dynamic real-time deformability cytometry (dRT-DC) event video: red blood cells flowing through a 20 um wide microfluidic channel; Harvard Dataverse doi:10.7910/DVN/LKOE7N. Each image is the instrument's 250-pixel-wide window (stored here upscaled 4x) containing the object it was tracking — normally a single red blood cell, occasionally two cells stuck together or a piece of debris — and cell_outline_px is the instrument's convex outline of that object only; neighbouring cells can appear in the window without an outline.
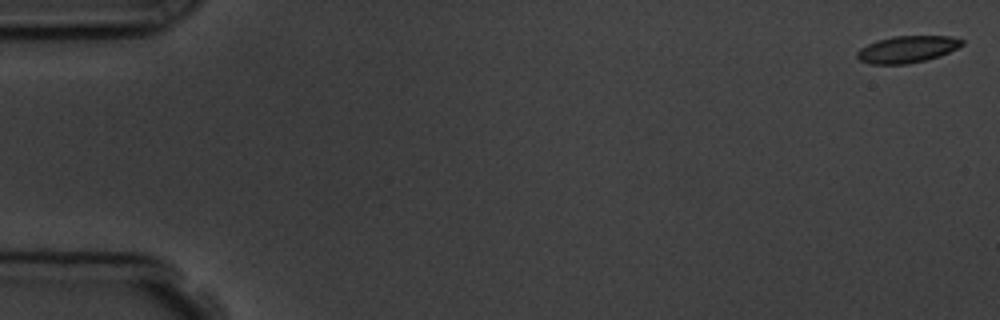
{"species": "common noctule bat (a hibernating species)", "species_latin": "Nyctalus noctula", "temperature_condition": "room temperature", "stored_images_in_passage": 7, "camera_frame_rate_fps": 3000, "um_per_image_px": 0.085, "animal": {"sex": "male", "body_mass_g": 19.5, "forearm_length_mm": 54.6}, "frame": {"image": 1, "passage_image": 1, "time_ms": 0.0, "image_size_px": [1000, 320], "cell_outline_px": [[964, 44], [940, 56], [908, 64], [868, 64], [860, 60], [856, 56], [856, 52], [860, 48], [876, 40], [892, 36], [952, 36], [964, 40]], "centroid_in_image_um": [77.09, 4.18], "position_along_channel_um": 7.9, "area_um2": 16.47}}